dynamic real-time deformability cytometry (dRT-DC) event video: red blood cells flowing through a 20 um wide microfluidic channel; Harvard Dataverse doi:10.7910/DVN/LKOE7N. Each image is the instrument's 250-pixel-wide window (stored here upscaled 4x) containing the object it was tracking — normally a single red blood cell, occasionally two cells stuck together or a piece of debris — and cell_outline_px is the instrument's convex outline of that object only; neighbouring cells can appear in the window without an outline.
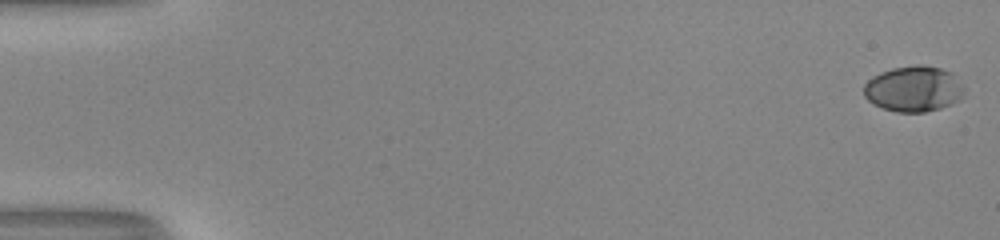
{"species": "human", "species_latin": "Homo sapiens", "temperature_condition": "room temperature", "stored_images_in_passage": 53, "camera_frame_rate_fps": 3000, "um_per_image_px": 0.085, "donor": {"sex": "male"}, "frame": {"image": 1, "passage_image": 1, "time_ms": 0.0, "image_size_px": [1000, 240], "cell_outline_px": [[968, 88], [960, 100], [952, 104], [940, 108], [924, 112], [896, 112], [884, 108], [868, 100], [864, 96], [864, 84], [872, 76], [880, 72], [892, 68], [916, 64], [924, 64], [940, 68], [952, 72]], "centroid_in_image_um": [77.72, 7.53], "position_along_channel_um": 7.3, "area_um2": 27.22}}
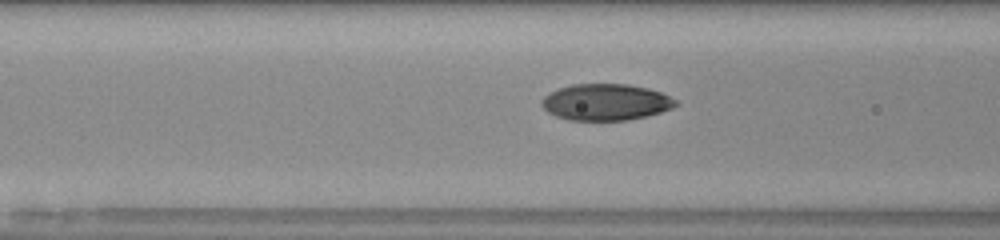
{"frame": {"image": 2, "passage_image": 23, "time_ms": 7.333, "image_size_px": [1000, 240], "cell_outline_px": [[680, 104], [672, 108], [660, 112], [628, 120], [568, 120], [556, 116], [548, 112], [540, 104], [540, 100], [548, 92], [572, 84], [628, 84], [648, 88], [660, 92], [676, 100]], "centroid_in_image_um": [51.46, 8.68], "position_along_channel_um": 115.1, "area_um2": 28.5}}
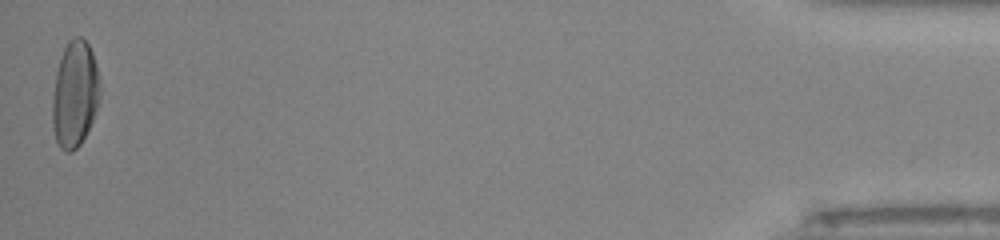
{"frame": {"image": 3, "passage_image": 53, "time_ms": 17.333, "image_size_px": [1000, 240], "cell_outline_px": [[100, 92], [96, 108], [92, 120], [80, 144], [72, 152], [64, 152], [60, 148], [56, 140], [52, 128], [52, 96], [56, 72], [64, 48], [68, 40], [72, 36], [80, 36], [88, 44], [92, 52], [96, 64]], "centroid_in_image_um": [6.33, 8.0], "position_along_channel_um": 428.9, "area_um2": 29.36}, "authors_computed_cell_mechanics": {"area_um2": 28.3798, "velocity_mm_per_s": 4.0755, "shape_relaxation_time_tau1_ms": 5.6709, "shape_relaxation_time_tau2_ms": 0.9766, "deformation_change_tau1": 0.2174, "deformation_change_tau2": 0.0495}}